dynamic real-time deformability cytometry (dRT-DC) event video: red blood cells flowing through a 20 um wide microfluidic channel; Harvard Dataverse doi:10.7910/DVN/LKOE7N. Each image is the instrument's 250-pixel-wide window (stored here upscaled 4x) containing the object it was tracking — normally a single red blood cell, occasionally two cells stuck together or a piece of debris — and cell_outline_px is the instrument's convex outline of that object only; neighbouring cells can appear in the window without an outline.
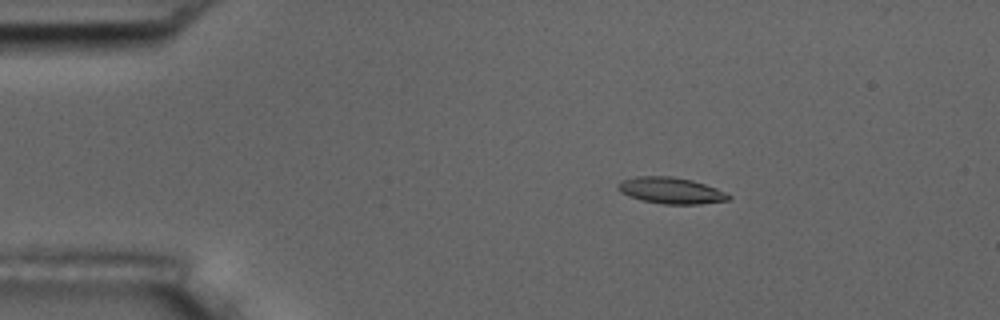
{"species": "common noctule bat (a hibernating species)", "species_latin": "Nyctalus noctula", "temperature_condition": "room temperature", "stored_images_in_passage": 5, "segment_of_instrument_passage": [2, 2], "camera_frame_rate_fps": 3000, "um_per_image_px": 0.085, "animal": {"sex": "male", "body_mass_g": 17.5, "forearm_length_mm": 52.3}, "frame": {"image": 1, "passage_image": 5, "time_ms": 22.667, "image_size_px": [1000, 320], "cell_outline_px": [[732, 200], [700, 204], [664, 204], [640, 200], [628, 196], [620, 192], [616, 188], [620, 180], [636, 176], [672, 176], [692, 180], [716, 188], [732, 196]], "centroid_in_image_um": [57.01, 16.2], "position_along_channel_um": 28.0, "area_um2": 17.17}}